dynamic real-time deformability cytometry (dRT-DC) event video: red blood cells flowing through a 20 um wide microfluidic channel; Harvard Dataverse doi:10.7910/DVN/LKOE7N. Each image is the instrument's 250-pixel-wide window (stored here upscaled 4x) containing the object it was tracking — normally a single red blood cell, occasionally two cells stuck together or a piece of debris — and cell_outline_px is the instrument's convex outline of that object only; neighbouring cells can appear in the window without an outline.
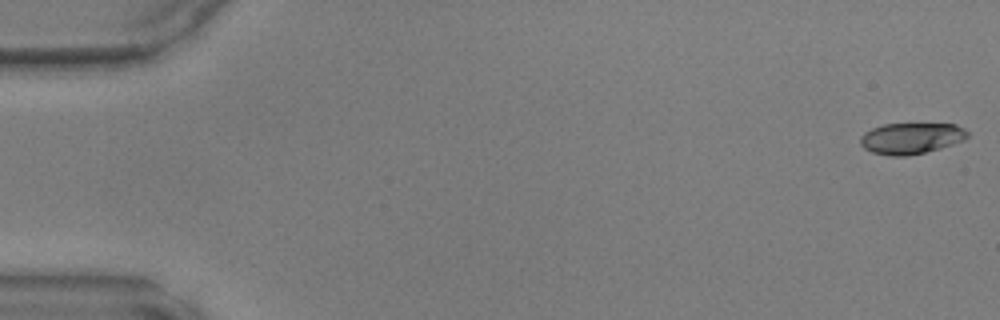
{"species": "common noctule bat (a hibernating species)", "species_latin": "Nyctalus noctula", "temperature_condition": "warm", "stored_images_in_passage": 6, "camera_frame_rate_fps": 3000, "um_per_image_px": 0.085, "animal": {"sex": "male", "body_mass_g": 17.9, "forearm_length_mm": 54.2}, "frame": {"image": 1, "passage_image": 1, "time_ms": 0.0, "image_size_px": [1000, 320], "cell_outline_px": [[968, 136], [964, 140], [940, 148], [908, 156], [888, 156], [872, 152], [864, 148], [860, 144], [860, 136], [864, 132], [872, 128], [884, 124], [956, 124], [964, 128], [968, 132]], "centroid_in_image_um": [77.43, 11.76], "position_along_channel_um": 7.6, "area_um2": 19.48}}